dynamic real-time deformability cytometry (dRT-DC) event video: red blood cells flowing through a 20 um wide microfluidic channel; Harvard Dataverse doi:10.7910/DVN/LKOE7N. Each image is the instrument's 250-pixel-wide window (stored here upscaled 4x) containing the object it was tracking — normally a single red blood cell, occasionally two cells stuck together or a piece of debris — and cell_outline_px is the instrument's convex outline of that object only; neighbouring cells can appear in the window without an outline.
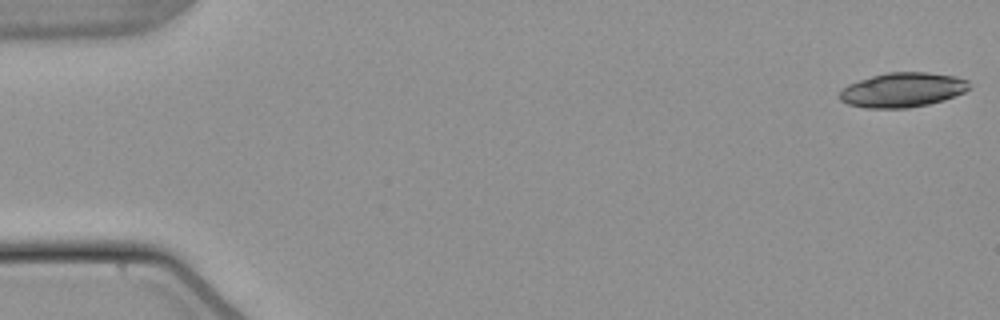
{"species": "common noctule bat (a hibernating species)", "species_latin": "Nyctalus noctula", "temperature_condition": "warm", "stored_images_in_passage": 53, "camera_frame_rate_fps": 3000, "um_per_image_px": 0.085, "animal": {"sex": "male", "body_mass_g": 21.5, "forearm_length_mm": 52.0}, "frame": {"image": 1, "passage_image": 1, "time_ms": 0.0, "image_size_px": [1000, 320], "cell_outline_px": [[968, 88], [964, 92], [944, 100], [928, 104], [908, 108], [864, 108], [848, 104], [840, 100], [840, 92], [848, 84], [872, 76], [888, 72], [928, 72], [956, 76], [968, 80]], "centroid_in_image_um": [76.72, 7.64], "position_along_channel_um": 8.3, "area_um2": 26.01}}